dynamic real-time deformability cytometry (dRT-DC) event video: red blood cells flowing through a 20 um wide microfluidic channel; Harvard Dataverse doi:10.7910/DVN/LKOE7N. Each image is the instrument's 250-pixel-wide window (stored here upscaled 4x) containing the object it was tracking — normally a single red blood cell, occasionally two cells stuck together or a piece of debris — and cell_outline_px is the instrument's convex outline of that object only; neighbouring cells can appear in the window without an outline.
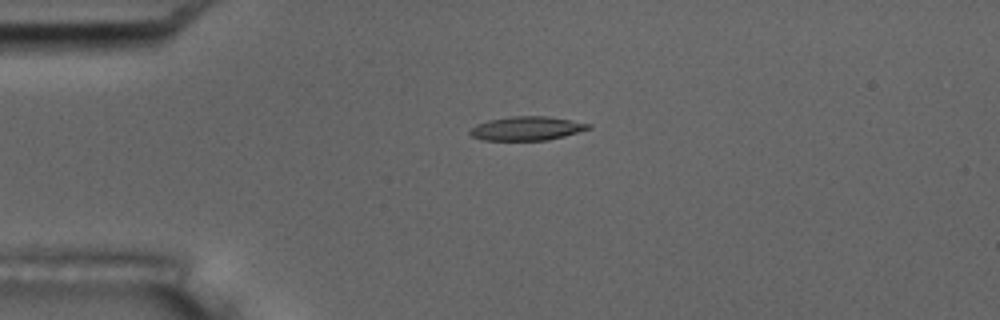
{"species": "common noctule bat (a hibernating species)", "species_latin": "Nyctalus noctula", "temperature_condition": "room temperature", "stored_images_in_passage": 42, "camera_frame_rate_fps": 3000, "um_per_image_px": 0.085, "animal": {"sex": "male", "body_mass_g": 17.5, "forearm_length_mm": 52.3}, "frame": {"image": 1, "passage_image": 1, "time_ms": 0.0, "image_size_px": [1000, 320], "cell_outline_px": [[592, 128], [564, 136], [548, 140], [484, 140], [472, 136], [468, 132], [476, 124], [488, 120], [508, 116], [548, 116], [592, 124]], "centroid_in_image_um": [44.78, 10.91], "position_along_channel_um": 40.2, "area_um2": 16.53}}
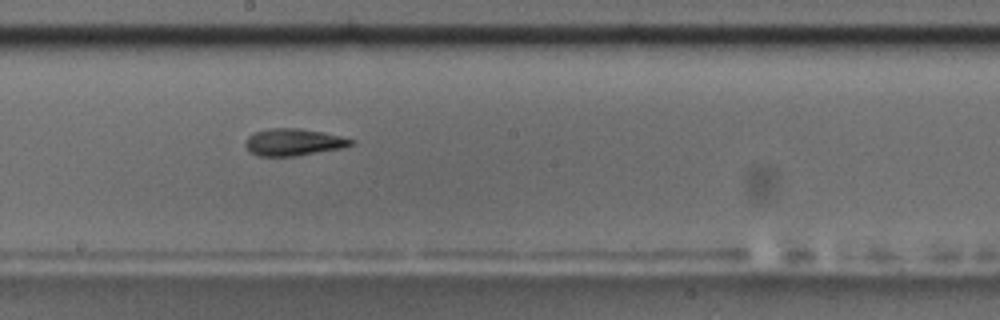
{"frame": {"image": 2, "passage_image": 18, "time_ms": 5.667, "image_size_px": [1000, 320], "cell_outline_px": [[356, 144], [344, 148], [296, 156], [260, 156], [252, 152], [244, 144], [248, 136], [256, 132], [268, 128], [300, 128], [324, 132], [356, 140]], "centroid_in_image_um": [25.02, 12.08], "position_along_channel_um": 223.2, "area_um2": 16.76}}
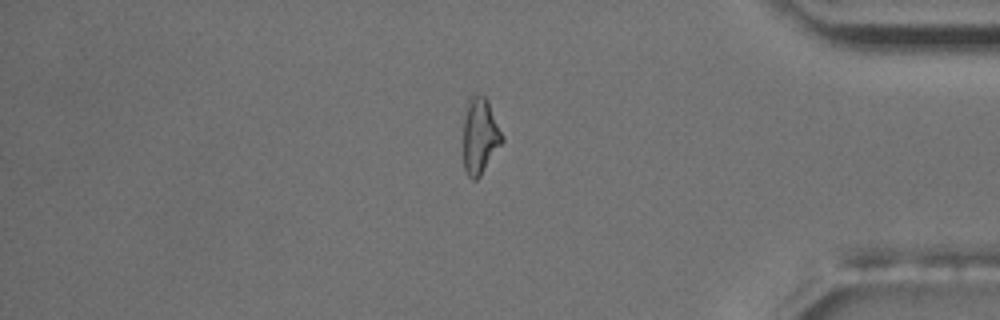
{"frame": {"image": 3, "passage_image": 34, "time_ms": 11.0, "image_size_px": [1000, 320], "cell_outline_px": [[504, 140], [480, 176], [476, 180], [472, 180], [468, 176], [464, 168], [464, 120], [468, 96], [472, 92], [484, 96], [488, 100], [504, 136]], "centroid_in_image_um": [40.8, 11.51], "position_along_channel_um": 394.4, "area_um2": 17.4}, "authors_computed_cell_mechanics": {"area_um2": 16.762, "velocity_mm_per_s": 3.7197, "shape_relaxation_time_tau1_ms": 4.5589, "shape_relaxation_time_tau2_ms": 1.9198, "deformation_change_tau1": 0.2081, "deformation_change_tau2": 0.1089}}